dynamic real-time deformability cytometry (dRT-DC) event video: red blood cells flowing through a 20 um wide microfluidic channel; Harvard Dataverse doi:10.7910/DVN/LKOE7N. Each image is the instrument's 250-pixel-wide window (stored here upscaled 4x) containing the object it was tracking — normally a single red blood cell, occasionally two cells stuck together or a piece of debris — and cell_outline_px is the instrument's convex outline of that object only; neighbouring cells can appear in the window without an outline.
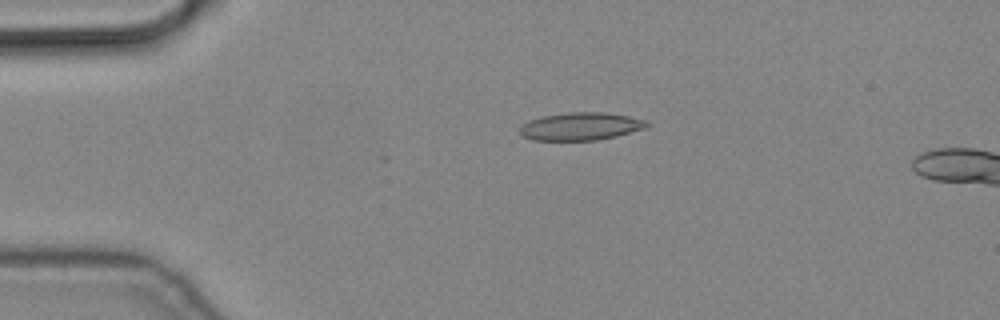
{"species": "common noctule bat (a hibernating species)", "species_latin": "Nyctalus noctula", "temperature_condition": "cold", "stored_images_in_passage": 5, "camera_frame_rate_fps": 3000, "um_per_image_px": 0.085, "animal": {"sex": "male", "body_mass_g": 19.2, "forearm_length_mm": 51.8}, "frame": {"image": 1, "passage_image": 3, "time_ms": 0.667, "image_size_px": [1000, 320], "cell_outline_px": [[652, 124], [644, 128], [616, 136], [596, 140], [532, 140], [520, 136], [520, 124], [528, 120], [544, 116], [568, 112], [608, 112], [648, 120]], "centroid_in_image_um": [49.35, 10.73], "position_along_channel_um": 35.7, "area_um2": 20.75}}